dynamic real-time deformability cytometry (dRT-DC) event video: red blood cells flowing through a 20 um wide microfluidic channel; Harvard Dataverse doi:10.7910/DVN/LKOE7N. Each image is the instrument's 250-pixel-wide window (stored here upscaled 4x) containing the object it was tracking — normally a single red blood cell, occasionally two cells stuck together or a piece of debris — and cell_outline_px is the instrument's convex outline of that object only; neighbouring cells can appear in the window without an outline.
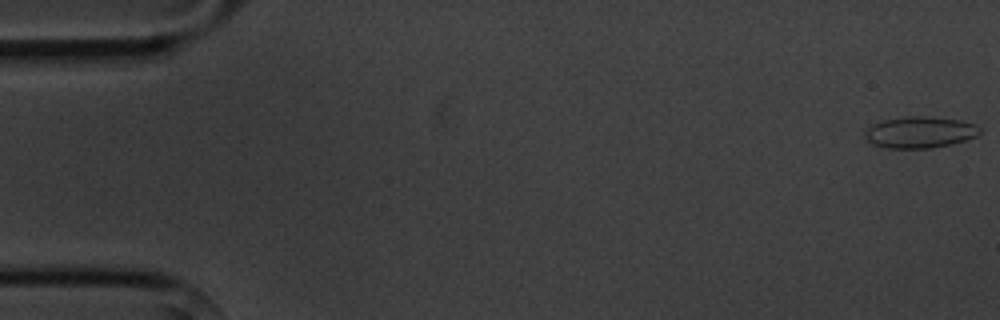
{"species": "common noctule bat (a hibernating species)", "species_latin": "Nyctalus noctula", "temperature_condition": "cold", "stored_images_in_passage": 8, "camera_frame_rate_fps": 3000, "um_per_image_px": 0.085, "animal": {"sex": "male", "body_mass_g": 20.1, "forearm_length_mm": 53.5}, "frame": {"image": 1, "passage_image": 1, "time_ms": 0.0, "image_size_px": [1000, 320], "cell_outline_px": [[980, 132], [976, 136], [952, 144], [932, 148], [888, 148], [872, 144], [864, 136], [864, 132], [872, 124], [880, 120], [904, 116], [924, 116], [960, 120], [976, 124], [980, 128]], "centroid_in_image_um": [78.16, 11.23], "position_along_channel_um": 6.8, "area_um2": 21.15}}
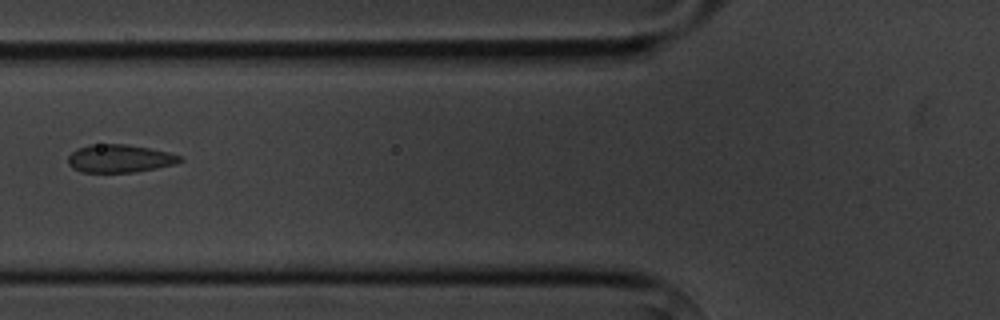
{"frame": {"image": 2, "passage_image": 6, "time_ms": 6.667, "image_size_px": [1000, 320], "cell_outline_px": [[184, 160], [176, 164], [136, 172], [80, 172], [72, 168], [68, 164], [68, 156], [76, 148], [88, 144], [124, 144], [148, 148], [168, 152], [180, 156]], "centroid_in_image_um": [10.14, 13.47], "position_along_channel_um": 115.7, "area_um2": 18.32}}
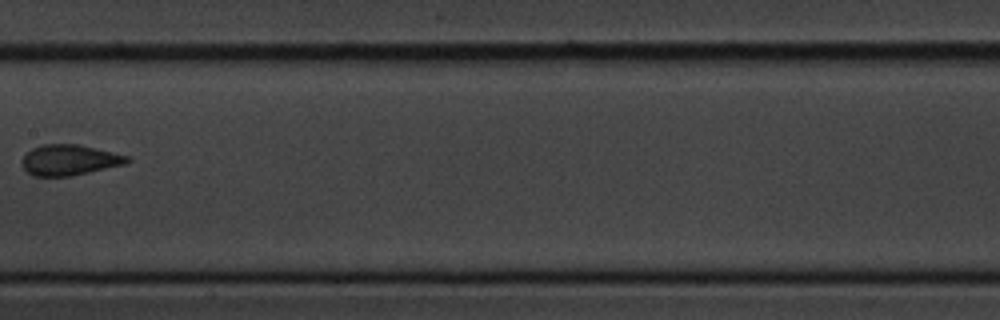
{"frame": {"image": 3, "passage_image": 8, "time_ms": 9.0, "image_size_px": [1000, 320], "cell_outline_px": [[132, 160], [128, 164], [68, 176], [32, 176], [24, 168], [24, 156], [32, 148], [44, 144], [80, 144], [128, 156]], "centroid_in_image_um": [5.95, 13.59], "position_along_channel_um": 201.4, "area_um2": 18.61}}